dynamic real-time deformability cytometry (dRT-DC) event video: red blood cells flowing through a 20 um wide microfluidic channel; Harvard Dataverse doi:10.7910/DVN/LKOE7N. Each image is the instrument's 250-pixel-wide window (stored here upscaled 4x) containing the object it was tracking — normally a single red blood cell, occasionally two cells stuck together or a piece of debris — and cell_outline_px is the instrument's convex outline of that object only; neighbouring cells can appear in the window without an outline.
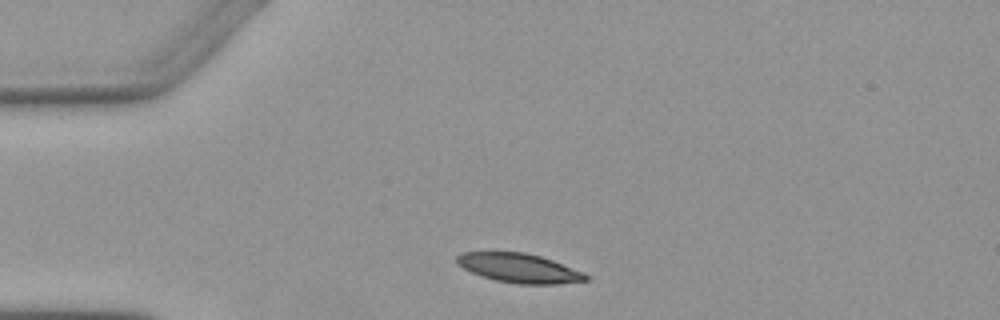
{"species": "Egyptian fruit bat (a non-hibernating species)", "species_latin": "Rousettus aegyptiacus", "temperature_condition": "warm", "stored_images_in_passage": 2, "camera_frame_rate_fps": 3000, "um_per_image_px": 0.085, "animal": {"sex": "female"}, "frame": {"image": 1, "passage_image": 1, "time_ms": 0.0, "image_size_px": [1000, 320], "cell_outline_px": [[592, 276], [588, 280], [556, 284], [520, 284], [496, 280], [480, 276], [456, 264], [456, 256], [460, 252], [524, 252], [540, 256], [552, 260], [584, 272]], "centroid_in_image_um": [44.13, 22.78], "position_along_channel_um": 40.9, "area_um2": 22.02}}